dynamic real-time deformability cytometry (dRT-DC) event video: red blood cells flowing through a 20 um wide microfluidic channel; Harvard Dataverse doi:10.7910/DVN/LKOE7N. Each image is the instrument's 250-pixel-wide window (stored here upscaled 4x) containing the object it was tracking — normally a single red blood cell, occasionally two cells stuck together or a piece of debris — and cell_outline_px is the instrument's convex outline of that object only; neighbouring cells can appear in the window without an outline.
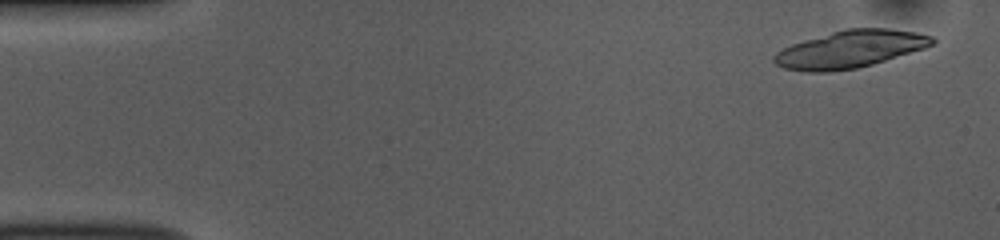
{"species": "common noctule bat (a hibernating species)", "species_latin": "Nyctalus noctula", "temperature_condition": "room temperature", "stored_images_in_passage": 17, "camera_frame_rate_fps": 3000, "um_per_image_px": 0.085, "animal": {"sex": "female", "body_mass_g": 10.0, "forearm_length_mm": 53.1}, "frame": {"image": 1, "passage_image": 2, "time_ms": 0.333, "image_size_px": [1000, 240], "cell_outline_px": [[936, 44], [924, 48], [872, 64], [856, 68], [828, 72], [804, 72], [784, 68], [776, 64], [772, 60], [772, 56], [776, 52], [792, 44], [804, 40], [844, 28], [888, 28], [916, 32], [932, 36], [936, 40]], "centroid_in_image_um": [72.25, 4.18], "position_along_channel_um": 12.8, "area_um2": 34.45}}